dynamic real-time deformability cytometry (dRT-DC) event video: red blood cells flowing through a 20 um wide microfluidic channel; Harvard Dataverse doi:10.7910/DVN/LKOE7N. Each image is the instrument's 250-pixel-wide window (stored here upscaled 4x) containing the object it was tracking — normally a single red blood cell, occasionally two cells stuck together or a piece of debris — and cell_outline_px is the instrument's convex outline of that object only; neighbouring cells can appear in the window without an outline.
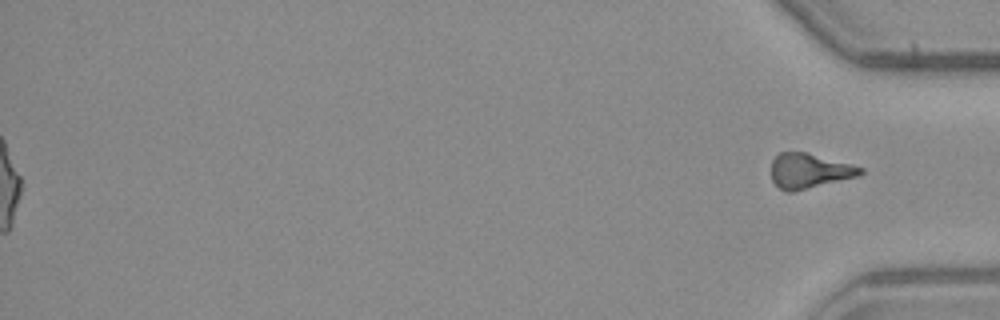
{"species": "common noctule bat (a hibernating species)", "species_latin": "Nyctalus noctula", "temperature_condition": "warm", "stored_images_in_passage": 54, "segment_of_instrument_passage": [2, 2], "camera_frame_rate_fps": 3000, "um_per_image_px": 0.085, "animal": {"sex": "male", "body_mass_g": 23.1, "forearm_length_mm": 52.7}, "frame": {"image": 1, "passage_image": 54, "time_ms": 17.667, "image_size_px": [1000, 320], "cell_outline_px": [[864, 172], [856, 176], [792, 192], [784, 192], [772, 180], [772, 160], [780, 152], [804, 152], [852, 164], [864, 168]], "centroid_in_image_um": [68.77, 14.52], "position_along_channel_um": 366.4, "area_um2": 17.8}}